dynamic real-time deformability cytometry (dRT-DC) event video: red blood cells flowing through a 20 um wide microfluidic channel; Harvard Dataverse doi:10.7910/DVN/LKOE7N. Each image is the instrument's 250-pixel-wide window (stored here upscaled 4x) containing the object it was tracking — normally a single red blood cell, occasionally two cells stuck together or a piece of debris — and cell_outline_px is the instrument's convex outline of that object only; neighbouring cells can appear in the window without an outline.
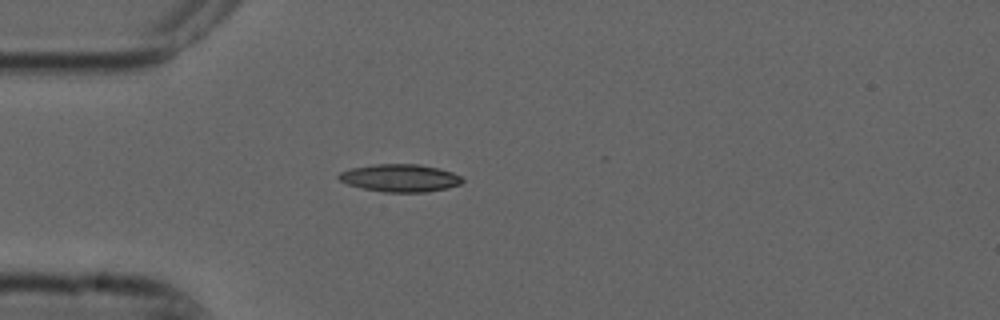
{"species": "common noctule bat (a hibernating species)", "species_latin": "Nyctalus noctula", "temperature_condition": "cold", "stored_images_in_passage": 4, "camera_frame_rate_fps": 3000, "um_per_image_px": 0.085, "animal": {"sex": "male", "forearm_length_mm": 52.5}, "frame": {"image": 1, "passage_image": 4, "time_ms": 1.0, "image_size_px": [1000, 320], "cell_outline_px": [[464, 180], [460, 184], [448, 188], [424, 192], [384, 192], [364, 188], [348, 184], [340, 180], [336, 176], [340, 172], [352, 168], [376, 164], [420, 164], [440, 168], [452, 172], [460, 176]], "centroid_in_image_um": [34.02, 15.12], "position_along_channel_um": 51.0, "area_um2": 19.83}}